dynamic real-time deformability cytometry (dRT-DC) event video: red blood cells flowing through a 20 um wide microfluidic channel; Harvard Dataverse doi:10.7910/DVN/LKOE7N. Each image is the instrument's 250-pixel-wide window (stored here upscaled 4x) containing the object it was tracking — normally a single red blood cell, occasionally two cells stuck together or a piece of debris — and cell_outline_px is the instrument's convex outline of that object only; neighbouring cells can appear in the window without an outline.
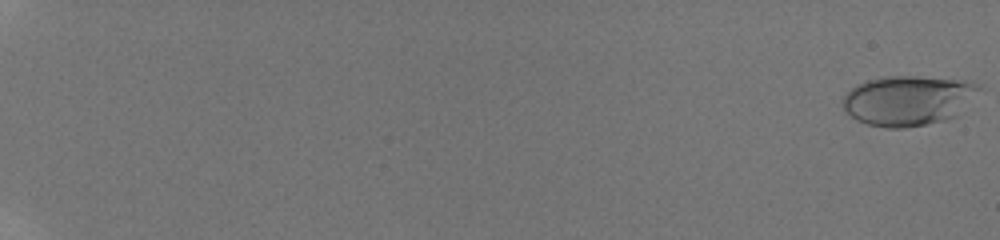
{"species": "human", "species_latin": "Homo sapiens", "temperature_condition": "room temperature", "stored_images_in_passage": 13, "camera_frame_rate_fps": 3000, "um_per_image_px": 0.085, "donor": {"sex": "male"}, "frame": {"image": 1, "passage_image": 1, "time_ms": 0.0, "image_size_px": [1000, 240], "cell_outline_px": [[984, 88], [960, 116], [948, 120], [904, 128], [884, 128], [868, 124], [856, 120], [844, 108], [840, 100], [856, 84], [868, 80], [884, 76], [916, 76], [972, 80], [980, 84]], "centroid_in_image_um": [77.3, 8.53], "position_along_channel_um": 7.7, "area_um2": 40.75}}
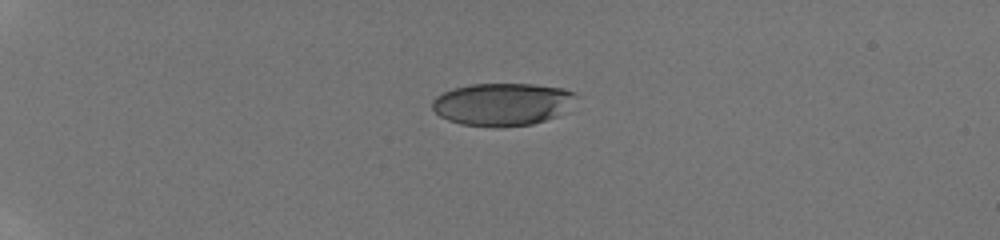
{"frame": {"image": 2, "passage_image": 10, "time_ms": 5.333, "image_size_px": [1000, 240], "cell_outline_px": [[576, 96], [560, 116], [532, 124], [500, 128], [496, 128], [460, 124], [448, 120], [440, 116], [432, 108], [432, 100], [436, 96], [452, 88], [472, 84], [536, 84], [564, 88], [576, 92]], "centroid_in_image_um": [42.69, 8.87], "position_along_channel_um": 42.3, "area_um2": 36.07}}
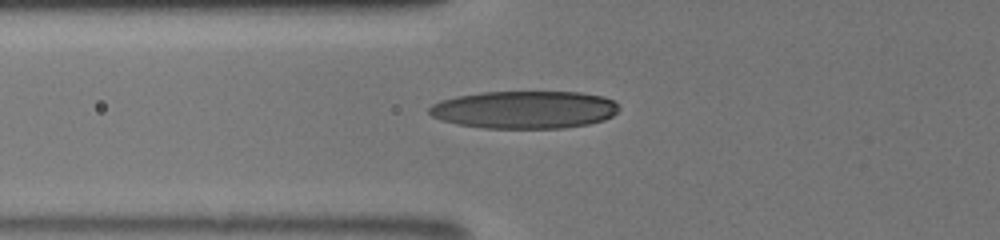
{"frame": {"image": 3, "passage_image": 13, "time_ms": 8.0, "image_size_px": [1000, 240], "cell_outline_px": [[620, 108], [612, 116], [604, 120], [588, 124], [564, 128], [484, 128], [456, 124], [432, 116], [428, 112], [428, 108], [432, 104], [440, 100], [456, 96], [480, 92], [580, 92], [604, 96], [612, 100]], "centroid_in_image_um": [44.57, 9.32], "position_along_channel_um": 81.2, "area_um2": 41.79}}